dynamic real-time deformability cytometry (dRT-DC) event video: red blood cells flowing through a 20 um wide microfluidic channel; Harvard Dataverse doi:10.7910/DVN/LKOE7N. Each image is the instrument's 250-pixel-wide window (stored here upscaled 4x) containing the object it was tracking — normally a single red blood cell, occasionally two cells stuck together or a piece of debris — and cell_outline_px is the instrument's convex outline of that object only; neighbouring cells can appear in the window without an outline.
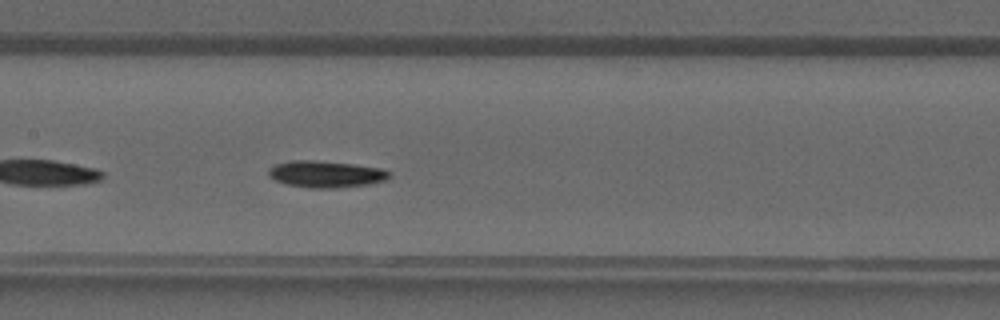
{"species": "common noctule bat (a hibernating species)", "species_latin": "Nyctalus noctula", "temperature_condition": "warm", "stored_images_in_passage": 36, "camera_frame_rate_fps": 3000, "um_per_image_px": 0.085, "animal": {"sex": "male", "forearm_length_mm": 52.5}, "frame": {"image": 1, "passage_image": 16, "time_ms": 5.0, "image_size_px": [1000, 320], "cell_outline_px": [[392, 176], [384, 180], [368, 184], [336, 188], [312, 188], [288, 184], [276, 180], [268, 176], [268, 168], [276, 164], [288, 160], [312, 160], [352, 164], [384, 168], [392, 172]], "centroid_in_image_um": [27.72, 14.79], "position_along_channel_um": 179.7, "area_um2": 18.84}}
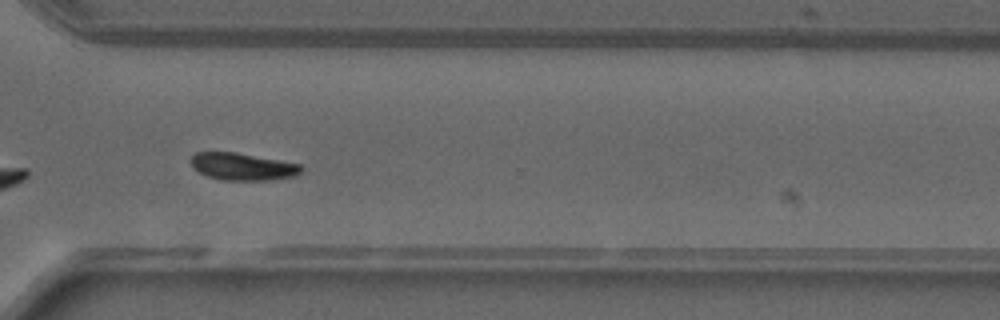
{"frame": {"image": 2, "passage_image": 26, "time_ms": 8.333, "image_size_px": [1000, 320], "cell_outline_px": [[304, 168], [296, 176], [272, 180], [224, 180], [208, 176], [200, 172], [192, 164], [192, 156], [196, 152], [236, 152], [300, 164]], "centroid_in_image_um": [20.68, 14.16], "position_along_channel_um": 349.9, "area_um2": 17.34}}
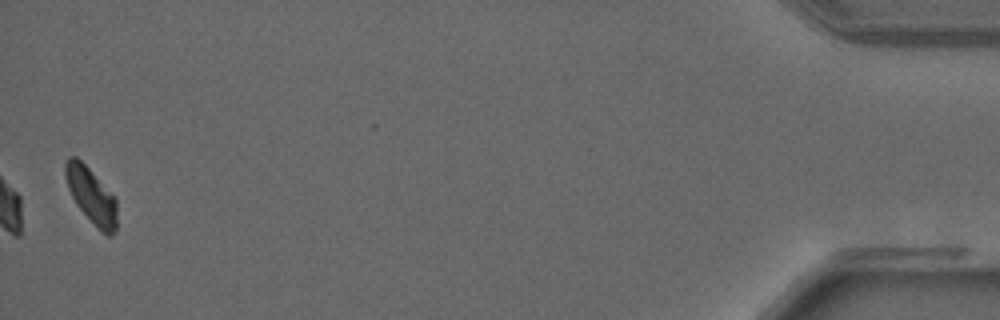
{"frame": {"image": 3, "passage_image": 36, "time_ms": 11.667, "image_size_px": [1000, 320], "cell_outline_px": [[116, 228], [112, 236], [108, 236], [76, 204], [68, 188], [64, 176], [64, 164], [68, 156], [76, 156], [116, 196]], "centroid_in_image_um": [7.75, 16.56], "position_along_channel_um": 427.5, "area_um2": 16.47}}